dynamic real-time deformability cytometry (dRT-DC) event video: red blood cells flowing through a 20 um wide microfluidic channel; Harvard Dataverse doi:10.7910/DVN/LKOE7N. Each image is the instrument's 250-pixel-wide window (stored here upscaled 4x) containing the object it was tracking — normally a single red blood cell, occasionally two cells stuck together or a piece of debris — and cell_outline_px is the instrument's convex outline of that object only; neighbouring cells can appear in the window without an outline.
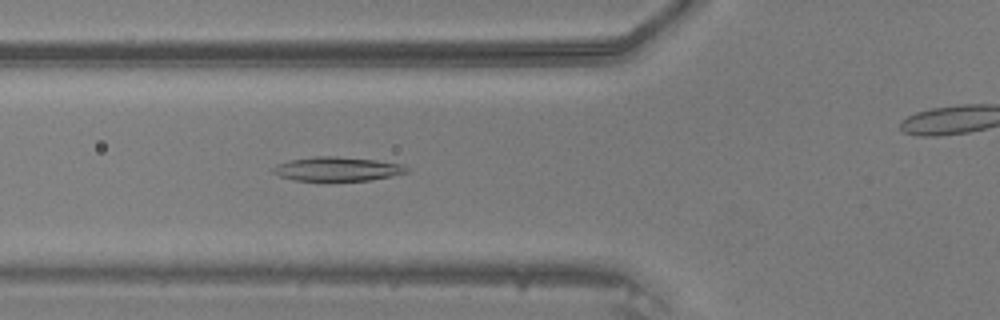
{"species": "common noctule bat (a hibernating species)", "species_latin": "Nyctalus noctula", "temperature_condition": "warm", "stored_images_in_passage": 42, "segment_of_instrument_passage": [1, 2], "camera_frame_rate_fps": 3000, "um_per_image_px": 0.085, "animal": {"sex": "male", "body_mass_g": 20.5, "forearm_length_mm": 52.5}, "frame": {"image": 1, "passage_image": 17, "time_ms": 5.333, "image_size_px": [1000, 320], "cell_outline_px": [[412, 172], [392, 176], [368, 180], [296, 180], [280, 176], [272, 172], [272, 168], [276, 164], [288, 160], [316, 156], [336, 156], [376, 160], [404, 164]], "centroid_in_image_um": [28.71, 14.35], "position_along_channel_um": 97.1, "area_um2": 18.79}}
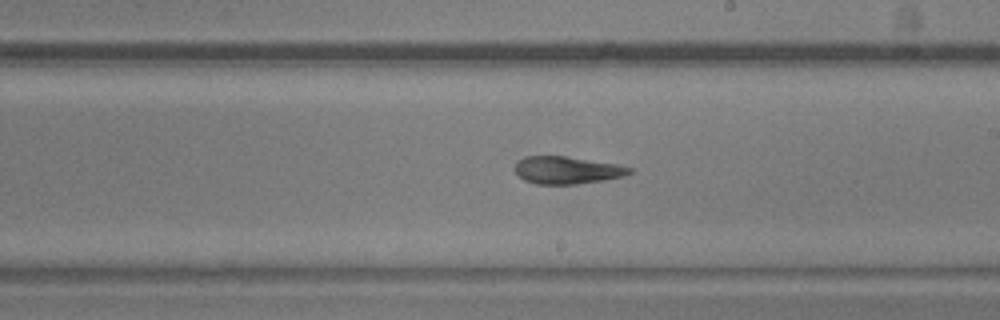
{"frame": {"image": 2, "passage_image": 27, "time_ms": 8.667, "image_size_px": [1000, 320], "cell_outline_px": [[636, 168], [632, 172], [624, 176], [576, 184], [536, 184], [524, 180], [516, 172], [516, 164], [524, 156], [564, 156], [616, 164]], "centroid_in_image_um": [48.22, 14.46], "position_along_channel_um": 240.8, "area_um2": 18.09}}
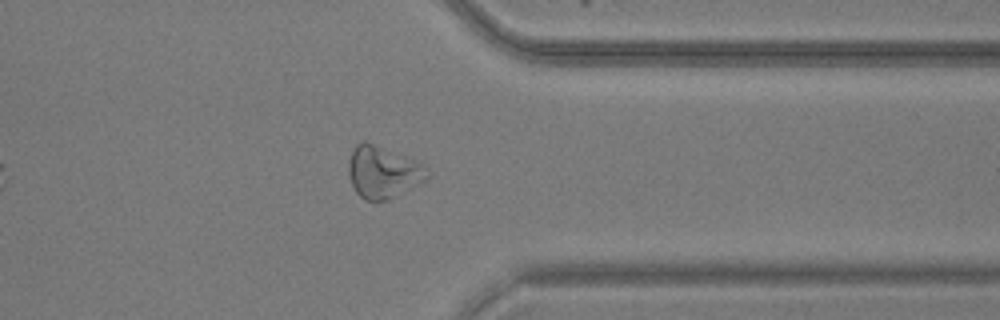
{"frame": {"image": 3, "passage_image": 37, "time_ms": 12.0, "image_size_px": [1000, 320], "cell_outline_px": [[428, 176], [420, 184], [388, 200], [364, 200], [356, 192], [348, 176], [348, 164], [352, 148], [356, 144], [364, 140], [424, 164]], "centroid_in_image_um": [32.51, 14.63], "position_along_channel_um": 378.9, "area_um2": 23.7}}